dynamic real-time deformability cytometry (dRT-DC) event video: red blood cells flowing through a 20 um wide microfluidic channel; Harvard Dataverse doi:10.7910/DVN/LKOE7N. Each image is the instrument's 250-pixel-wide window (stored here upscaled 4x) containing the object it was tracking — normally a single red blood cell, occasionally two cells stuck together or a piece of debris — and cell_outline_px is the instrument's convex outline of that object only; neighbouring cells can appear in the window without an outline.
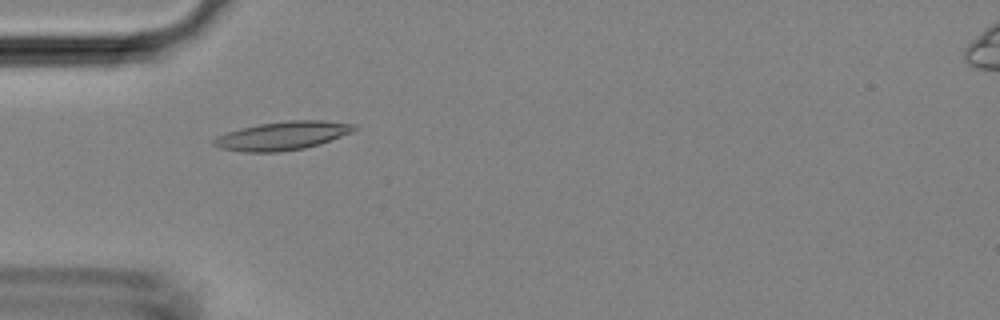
{"species": "Egyptian fruit bat (a non-hibernating species)", "species_latin": "Rousettus aegyptiacus", "temperature_condition": "room temperature", "stored_images_in_passage": 46, "camera_frame_rate_fps": 3000, "um_per_image_px": 0.085, "animal": {"sex": "female"}, "frame": {"image": 1, "passage_image": 14, "time_ms": 4.333, "image_size_px": [1000, 320], "cell_outline_px": [[360, 128], [352, 132], [320, 144], [304, 148], [280, 152], [244, 152], [220, 148], [212, 144], [212, 140], [216, 136], [240, 128], [260, 124], [288, 120], [324, 120], [356, 124]], "centroid_in_image_um": [24.03, 11.53], "position_along_channel_um": 61.0, "area_um2": 23.47}}
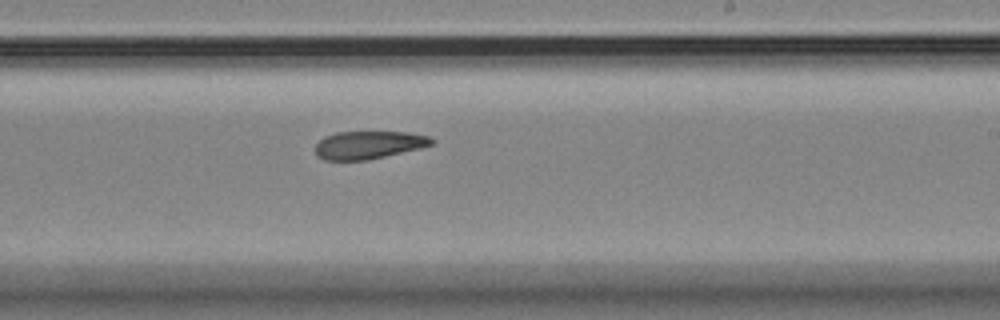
{"frame": {"image": 2, "passage_image": 28, "time_ms": 9.0, "image_size_px": [1000, 320], "cell_outline_px": [[436, 140], [432, 144], [420, 148], [368, 160], [324, 160], [316, 156], [316, 144], [324, 136], [336, 132], [408, 132], [432, 136]], "centroid_in_image_um": [31.35, 12.31], "position_along_channel_um": 257.7, "area_um2": 19.02}}
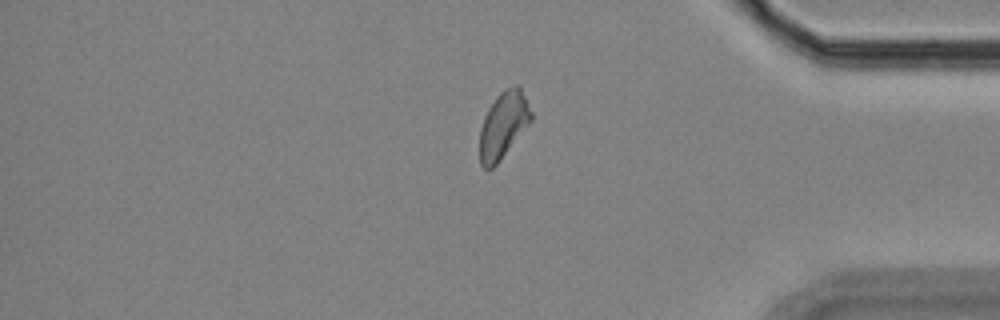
{"frame": {"image": 3, "passage_image": 39, "time_ms": 12.667, "image_size_px": [1000, 320], "cell_outline_px": [[532, 120], [496, 164], [492, 168], [484, 168], [480, 164], [480, 128], [484, 116], [488, 108], [496, 96], [504, 88], [516, 84], [520, 84], [532, 112]], "centroid_in_image_um": [42.79, 10.56], "position_along_channel_um": 392.4, "area_um2": 19.88}}